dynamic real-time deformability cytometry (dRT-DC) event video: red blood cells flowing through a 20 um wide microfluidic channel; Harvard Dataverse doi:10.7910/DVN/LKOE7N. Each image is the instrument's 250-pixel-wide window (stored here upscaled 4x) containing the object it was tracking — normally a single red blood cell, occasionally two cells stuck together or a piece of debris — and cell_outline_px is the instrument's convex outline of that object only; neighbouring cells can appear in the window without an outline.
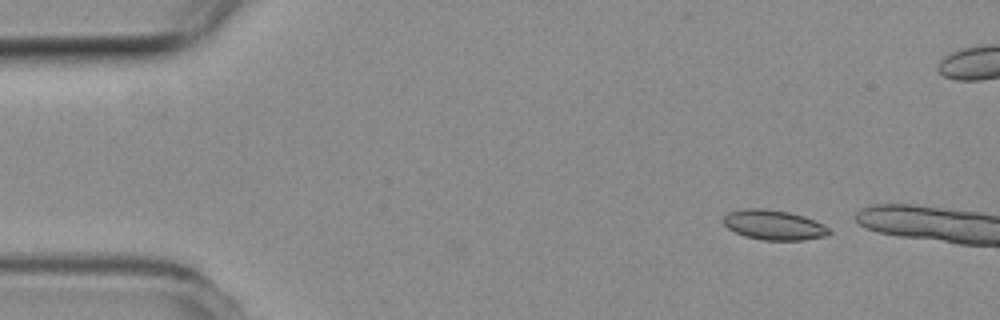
{"species": "common noctule bat (a hibernating species)", "species_latin": "Nyctalus noctula", "temperature_condition": "room temperature", "stored_images_in_passage": 5, "camera_frame_rate_fps": 3000, "um_per_image_px": 0.085, "animal": {"sex": "female", "body_mass_g": 19.3, "forearm_length_mm": 54.1}, "frame": {"image": 1, "passage_image": 1, "time_ms": 0.0, "image_size_px": [1000, 320], "cell_outline_px": [[832, 232], [824, 236], [804, 240], [764, 240], [744, 236], [728, 228], [724, 224], [724, 216], [728, 212], [744, 208], [764, 208], [788, 212], [804, 216], [824, 224]], "centroid_in_image_um": [65.78, 19.11], "position_along_channel_um": 19.2, "area_um2": 18.38}}